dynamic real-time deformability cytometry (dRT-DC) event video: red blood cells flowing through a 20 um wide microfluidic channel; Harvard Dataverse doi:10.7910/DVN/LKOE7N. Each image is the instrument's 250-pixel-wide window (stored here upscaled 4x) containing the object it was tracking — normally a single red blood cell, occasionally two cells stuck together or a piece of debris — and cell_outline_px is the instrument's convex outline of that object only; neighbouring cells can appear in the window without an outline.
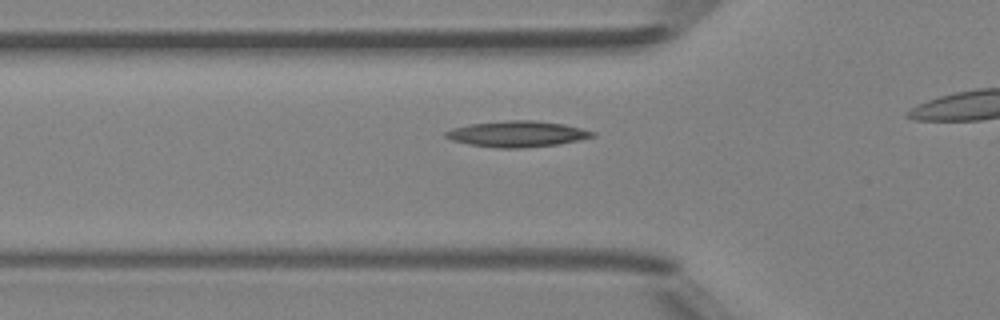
{"species": "Egyptian fruit bat (a non-hibernating species)", "species_latin": "Rousettus aegyptiacus", "temperature_condition": "room temperature", "stored_images_in_passage": 35, "camera_frame_rate_fps": 3000, "um_per_image_px": 0.085, "animal": {"sex": "female"}, "frame": {"image": 1, "passage_image": 12, "time_ms": 3.667, "image_size_px": [1000, 320], "cell_outline_px": [[596, 136], [580, 140], [560, 144], [524, 148], [496, 148], [468, 144], [452, 140], [444, 136], [444, 132], [452, 128], [468, 124], [508, 120], [536, 120], [564, 124], [596, 132]], "centroid_in_image_um": [43.97, 11.39], "position_along_channel_um": 81.8, "area_um2": 22.43}}
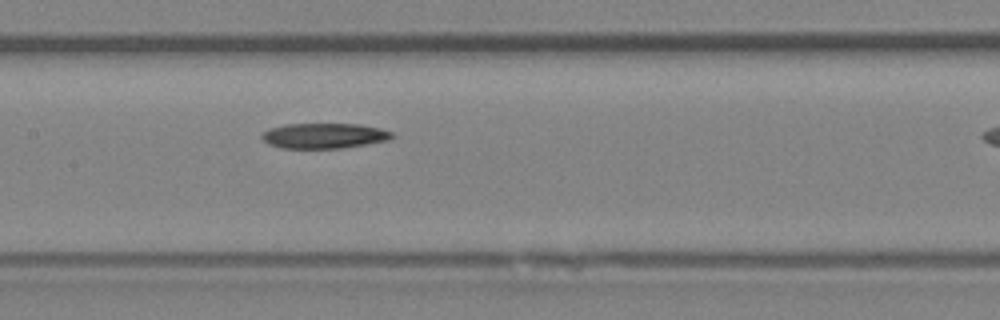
{"frame": {"image": 2, "passage_image": 19, "time_ms": 6.0, "image_size_px": [1000, 320], "cell_outline_px": [[396, 136], [388, 140], [340, 148], [280, 148], [268, 144], [260, 136], [268, 128], [284, 124], [360, 124], [380, 128], [392, 132]], "centroid_in_image_um": [27.53, 11.53], "position_along_channel_um": 179.9, "area_um2": 19.19}}
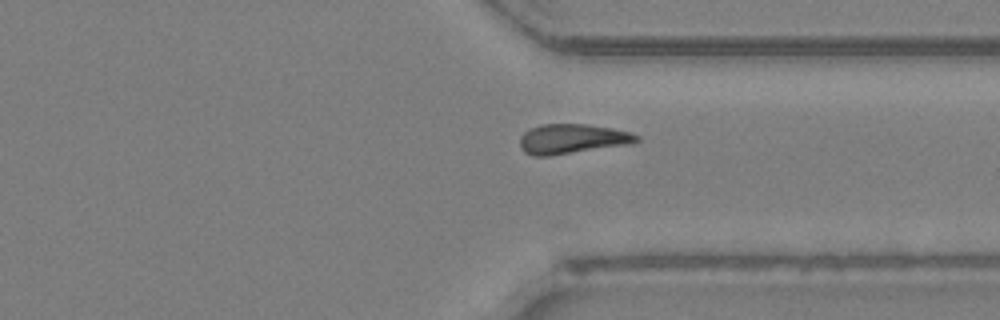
{"frame": {"image": 3, "passage_image": 32, "time_ms": 10.333, "image_size_px": [1000, 320], "cell_outline_px": [[640, 140], [632, 144], [548, 156], [532, 156], [524, 152], [520, 148], [520, 136], [528, 128], [540, 124], [584, 124], [612, 128], [628, 132], [640, 136]], "centroid_in_image_um": [48.61, 11.81], "position_along_channel_um": 362.8, "area_um2": 20.4}}